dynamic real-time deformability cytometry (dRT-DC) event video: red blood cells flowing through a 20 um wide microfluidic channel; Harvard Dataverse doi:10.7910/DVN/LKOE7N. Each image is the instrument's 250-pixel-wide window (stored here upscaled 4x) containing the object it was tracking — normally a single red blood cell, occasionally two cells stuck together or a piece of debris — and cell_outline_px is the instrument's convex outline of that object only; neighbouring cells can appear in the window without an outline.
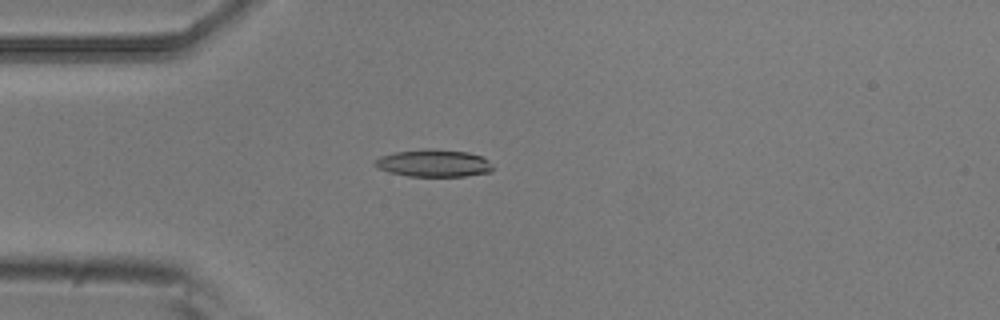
{"species": "common noctule bat (a hibernating species)", "species_latin": "Nyctalus noctula", "temperature_condition": "room temperature", "stored_images_in_passage": 4, "camera_frame_rate_fps": 3000, "um_per_image_px": 0.085, "animal": {"sex": "male", "body_mass_g": 20.5, "forearm_length_mm": 52.5}, "frame": {"image": 1, "passage_image": 4, "time_ms": 1.0, "image_size_px": [1000, 320], "cell_outline_px": [[492, 168], [488, 172], [464, 176], [408, 176], [376, 168], [372, 164], [380, 156], [396, 152], [424, 148], [428, 148], [468, 152], [480, 156], [488, 160], [492, 164]], "centroid_in_image_um": [36.83, 13.86], "position_along_channel_um": 48.2, "area_um2": 18.67}}